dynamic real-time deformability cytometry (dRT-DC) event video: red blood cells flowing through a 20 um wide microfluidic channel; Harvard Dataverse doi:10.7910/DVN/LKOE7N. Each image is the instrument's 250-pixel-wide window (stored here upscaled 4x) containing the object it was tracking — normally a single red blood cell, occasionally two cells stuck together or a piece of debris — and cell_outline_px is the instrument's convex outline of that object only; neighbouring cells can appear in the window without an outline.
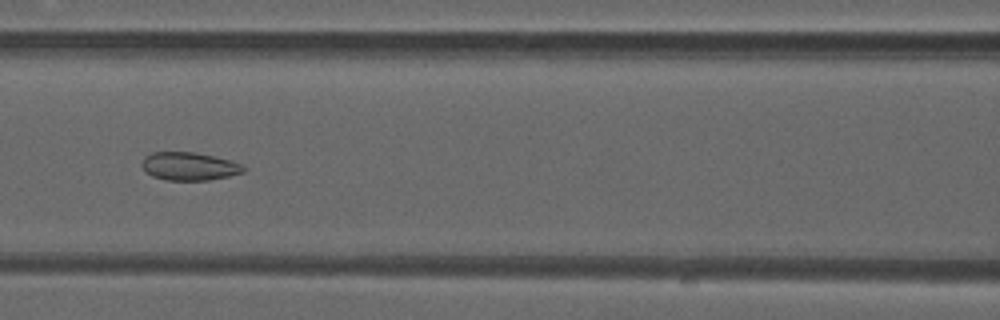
{"species": "common noctule bat (a hibernating species)", "species_latin": "Nyctalus noctula", "temperature_condition": "warm", "stored_images_in_passage": 47, "camera_frame_rate_fps": 3000, "um_per_image_px": 0.085, "animal": {"sex": "male", "forearm_length_mm": 52.5}, "frame": {"image": 1, "passage_image": 18, "time_ms": 5.667, "image_size_px": [1000, 320], "cell_outline_px": [[248, 168], [244, 172], [228, 176], [208, 180], [164, 180], [152, 176], [144, 172], [140, 164], [144, 156], [152, 152], [196, 152], [232, 160]], "centroid_in_image_um": [16.06, 14.13], "position_along_channel_um": 150.5, "area_um2": 16.94}}
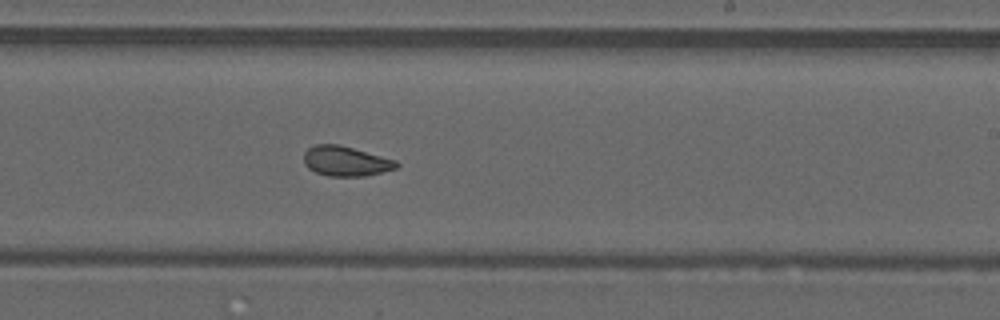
{"frame": {"image": 2, "passage_image": 26, "time_ms": 8.333, "image_size_px": [1000, 320], "cell_outline_px": [[400, 164], [396, 168], [364, 176], [328, 176], [316, 172], [308, 168], [304, 164], [304, 152], [308, 148], [316, 144], [340, 144], [396, 160]], "centroid_in_image_um": [29.37, 13.69], "position_along_channel_um": 259.6, "area_um2": 16.13}}
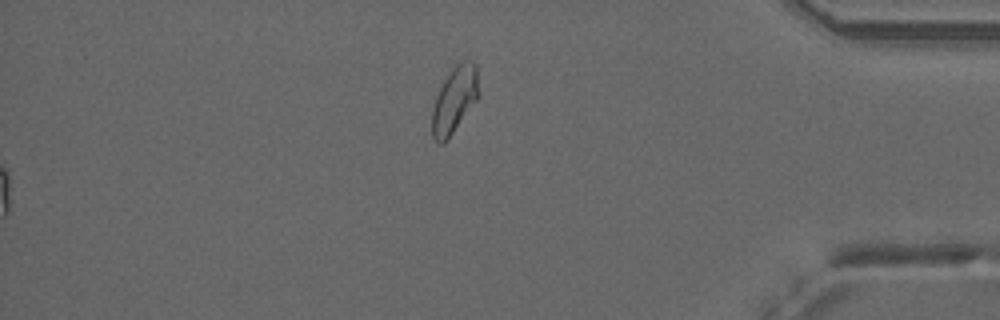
{"frame": {"image": 3, "passage_image": 47, "time_ms": 15.333, "image_size_px": [1000, 320], "cell_outline_px": [[480, 96], [444, 144], [436, 144], [432, 136], [432, 108], [436, 96], [448, 72], [460, 60], [472, 60], [476, 64], [480, 92]], "centroid_in_image_um": [38.64, 8.47], "position_along_channel_um": 396.6, "area_um2": 18.38}, "authors_computed_cell_mechanics": {"area_um2": 16.9354, "velocity_mm_per_s": 4.1035, "shape_relaxation_time_tau1_ms": null, "shape_relaxation_time_tau2_ms": 1.2386, "deformation_change_tau1": null, "deformation_change_tau2": 0.0658}}